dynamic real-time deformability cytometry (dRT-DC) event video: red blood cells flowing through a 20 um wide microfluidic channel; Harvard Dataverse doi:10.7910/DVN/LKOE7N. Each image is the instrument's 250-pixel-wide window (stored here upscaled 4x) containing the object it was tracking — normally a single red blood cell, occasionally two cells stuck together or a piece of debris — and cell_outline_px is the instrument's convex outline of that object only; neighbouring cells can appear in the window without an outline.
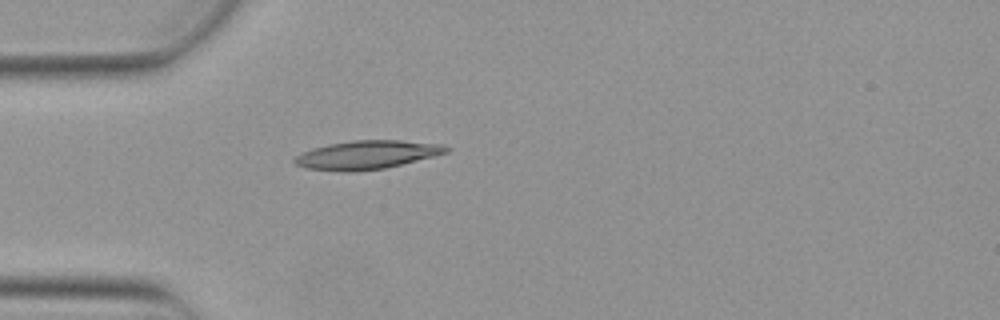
{"species": "Egyptian fruit bat (a non-hibernating species)", "species_latin": "Rousettus aegyptiacus", "temperature_condition": "warm", "stored_images_in_passage": 3, "camera_frame_rate_fps": 3000, "um_per_image_px": 0.085, "animal": {"sex": "female"}, "frame": {"image": 1, "passage_image": 3, "time_ms": 0.667, "image_size_px": [1000, 320], "cell_outline_px": [[452, 148], [448, 152], [384, 168], [356, 172], [344, 172], [304, 168], [296, 164], [292, 160], [296, 156], [312, 148], [328, 144], [352, 140], [400, 140], [444, 144]], "centroid_in_image_um": [31.17, 13.16], "position_along_channel_um": 53.8, "area_um2": 25.26}}